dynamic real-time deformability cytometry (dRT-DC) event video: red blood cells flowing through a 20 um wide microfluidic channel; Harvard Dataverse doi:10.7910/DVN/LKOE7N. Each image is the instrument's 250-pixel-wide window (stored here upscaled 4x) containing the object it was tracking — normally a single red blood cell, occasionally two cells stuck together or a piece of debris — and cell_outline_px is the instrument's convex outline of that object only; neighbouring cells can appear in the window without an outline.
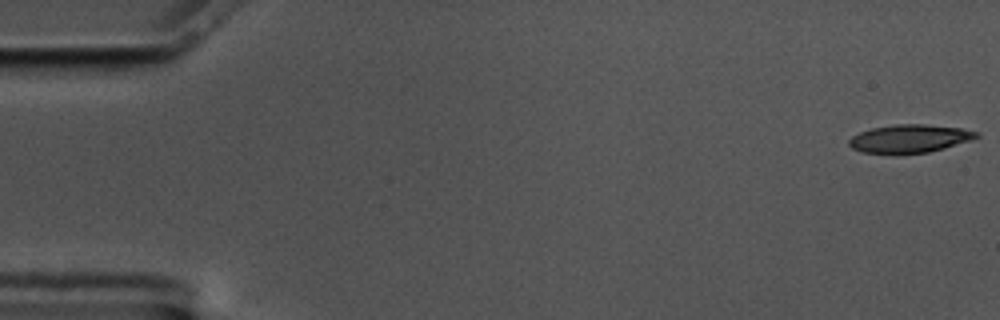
{"species": "common noctule bat (a hibernating species)", "species_latin": "Nyctalus noctula", "temperature_condition": "cold", "stored_images_in_passage": 57, "camera_frame_rate_fps": 3000, "um_per_image_px": 0.085, "animal": {"sex": "male", "body_mass_g": 17.5, "forearm_length_mm": 52.3}, "frame": {"image": 1, "passage_image": 1, "time_ms": 0.0, "image_size_px": [1000, 320], "cell_outline_px": [[980, 136], [972, 140], [944, 148], [928, 152], [900, 156], [892, 156], [860, 152], [852, 148], [848, 144], [848, 140], [852, 136], [860, 132], [872, 128], [896, 124], [924, 124], [960, 128], [980, 132]], "centroid_in_image_um": [77.28, 11.82], "position_along_channel_um": 7.7, "area_um2": 21.62}}
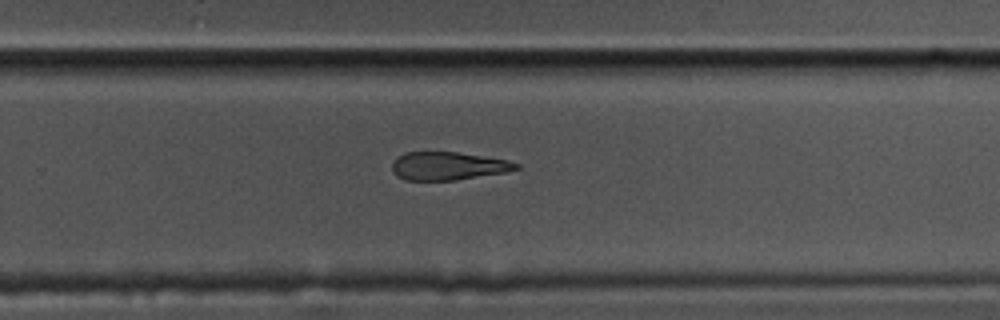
{"frame": {"image": 2, "passage_image": 37, "time_ms": 12.0, "image_size_px": [1000, 320], "cell_outline_px": [[520, 168], [504, 172], [456, 180], [404, 180], [396, 176], [392, 172], [392, 164], [400, 156], [408, 152], [456, 152], [508, 160], [520, 164]], "centroid_in_image_um": [38.08, 14.12], "position_along_channel_um": 291.7, "area_um2": 20.11}}
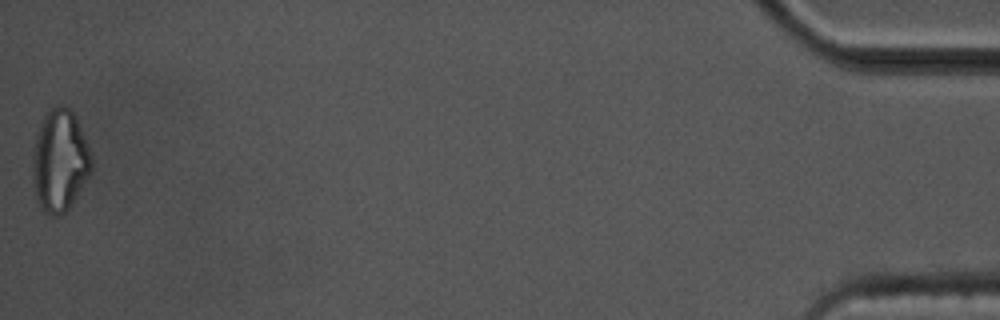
{"frame": {"image": 3, "passage_image": 57, "time_ms": 18.667, "image_size_px": [1000, 320], "cell_outline_px": [[92, 168], [88, 176], [76, 196], [68, 208], [60, 216], [52, 216], [44, 212], [40, 208], [36, 196], [32, 176], [32, 160], [36, 136], [40, 124], [44, 116], [56, 104], [60, 104], [68, 108], [72, 112], [80, 128], [92, 156]], "centroid_in_image_um": [5.06, 13.68], "position_along_channel_um": 430.1, "area_um2": 34.56}}